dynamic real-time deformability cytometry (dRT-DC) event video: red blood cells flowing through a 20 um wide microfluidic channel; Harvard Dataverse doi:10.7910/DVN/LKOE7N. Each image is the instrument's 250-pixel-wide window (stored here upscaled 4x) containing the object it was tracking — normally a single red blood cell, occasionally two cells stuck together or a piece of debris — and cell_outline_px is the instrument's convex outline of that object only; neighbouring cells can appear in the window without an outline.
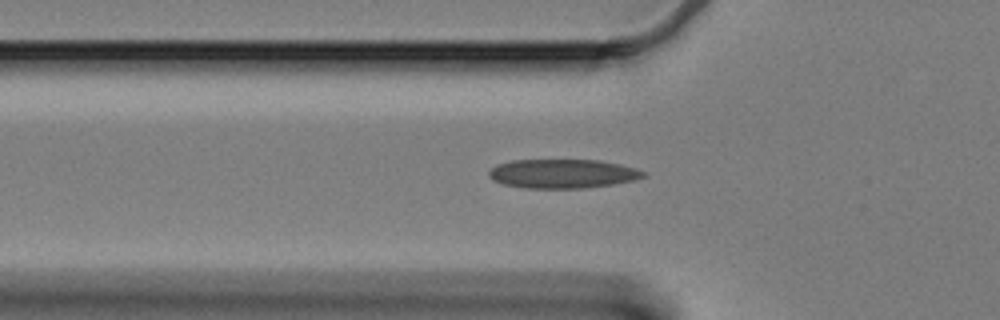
{"species": "Egyptian fruit bat (a non-hibernating species)", "species_latin": "Rousettus aegyptiacus", "temperature_condition": "cold", "stored_images_in_passage": 38, "camera_frame_rate_fps": 3000, "um_per_image_px": 0.085, "animal": {"sex": "female"}, "frame": {"image": 1, "passage_image": 5, "time_ms": 1.333, "image_size_px": [1000, 320], "cell_outline_px": [[648, 176], [636, 180], [612, 184], [584, 188], [524, 188], [504, 184], [492, 180], [488, 176], [488, 172], [496, 164], [512, 160], [600, 160], [620, 164], [636, 168], [648, 172]], "centroid_in_image_um": [47.86, 14.76], "position_along_channel_um": 77.9, "area_um2": 26.41}}
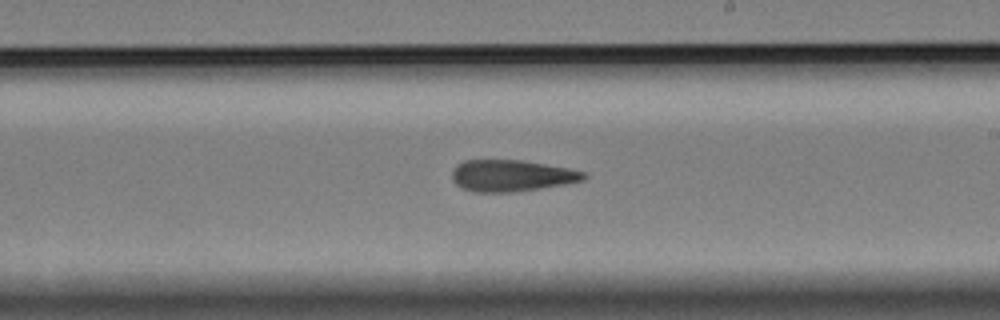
{"frame": {"image": 2, "passage_image": 20, "time_ms": 6.333, "image_size_px": [1000, 320], "cell_outline_px": [[588, 176], [584, 180], [564, 184], [516, 192], [472, 192], [456, 184], [452, 180], [452, 172], [456, 164], [464, 160], [520, 160], [568, 168], [584, 172]], "centroid_in_image_um": [43.45, 14.93], "position_along_channel_um": 245.5, "area_um2": 24.16}}
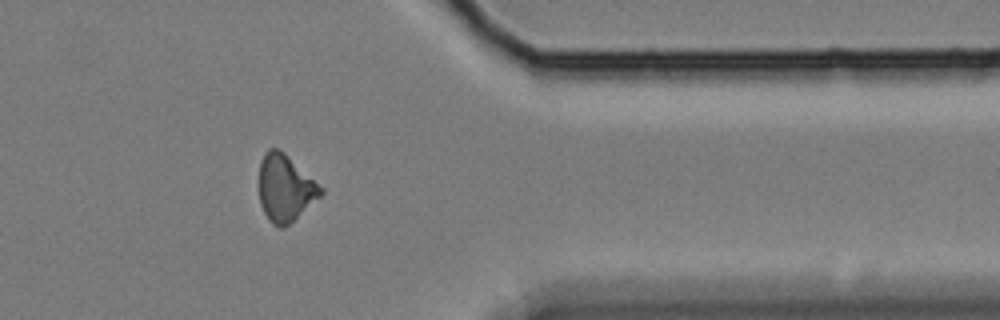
{"frame": {"image": 3, "passage_image": 34, "time_ms": 11.0, "image_size_px": [1000, 320], "cell_outline_px": [[324, 192], [320, 196], [284, 228], [280, 228], [272, 224], [268, 220], [260, 204], [256, 184], [260, 160], [264, 152], [268, 148], [276, 148], [284, 152], [324, 188]], "centroid_in_image_um": [24.17, 15.97], "position_along_channel_um": 387.2, "area_um2": 24.51}, "authors_computed_cell_mechanics": {"area_um2": 24.7384, "velocity_mm_per_s": 3.3311, "shape_relaxation_time_tau1_ms": null, "shape_relaxation_time_tau2_ms": 8.3637, "deformation_change_tau1": null, "deformation_change_tau2": 0.1774}}